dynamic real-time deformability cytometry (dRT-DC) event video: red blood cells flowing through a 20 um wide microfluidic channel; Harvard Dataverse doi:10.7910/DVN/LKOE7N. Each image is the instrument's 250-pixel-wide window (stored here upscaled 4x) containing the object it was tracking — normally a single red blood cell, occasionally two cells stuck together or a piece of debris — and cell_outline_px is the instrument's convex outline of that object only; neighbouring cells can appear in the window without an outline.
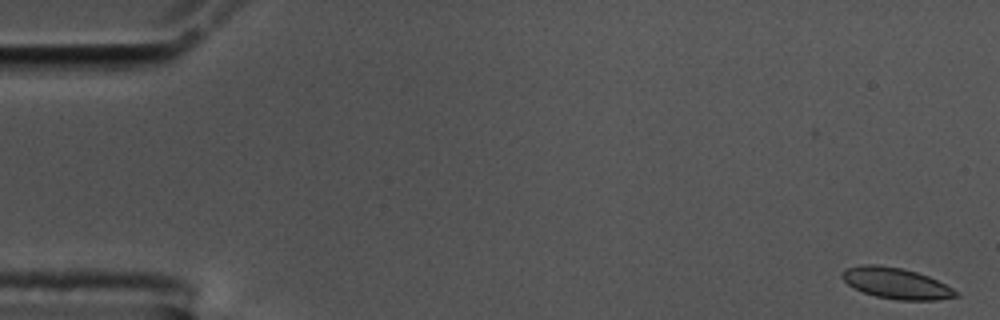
{"species": "common noctule bat (a hibernating species)", "species_latin": "Nyctalus noctula", "temperature_condition": "cold", "stored_images_in_passage": 46, "camera_frame_rate_fps": 3000, "um_per_image_px": 0.085, "animal": {"sex": "male", "body_mass_g": 17.5, "forearm_length_mm": 52.3}, "frame": {"image": 1, "passage_image": 1, "time_ms": 0.0, "image_size_px": [1000, 320], "cell_outline_px": [[960, 296], [936, 300], [900, 300], [876, 296], [864, 292], [848, 284], [840, 276], [840, 272], [844, 268], [860, 264], [876, 264], [900, 268], [916, 272], [928, 276], [960, 292]], "centroid_in_image_um": [76.15, 24.07], "position_along_channel_um": 8.8, "area_um2": 20.52}}
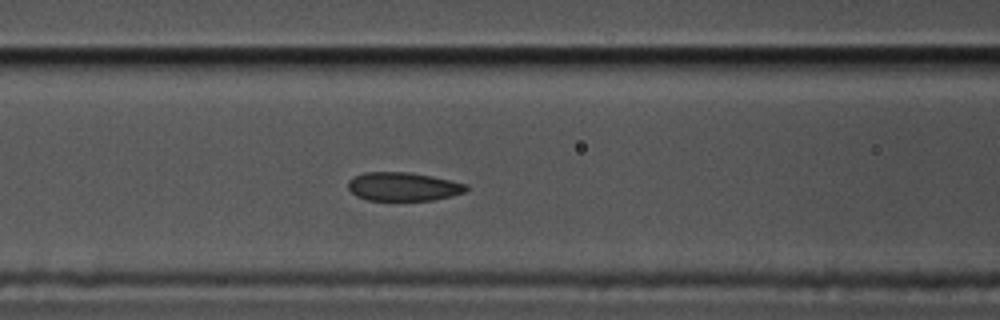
{"frame": {"image": 2, "passage_image": 23, "time_ms": 7.333, "image_size_px": [1000, 320], "cell_outline_px": [[468, 188], [464, 192], [452, 196], [432, 200], [368, 200], [356, 196], [348, 188], [348, 180], [364, 172], [408, 172], [432, 176], [468, 184]], "centroid_in_image_um": [34.28, 15.86], "position_along_channel_um": 132.3, "area_um2": 19.65}}
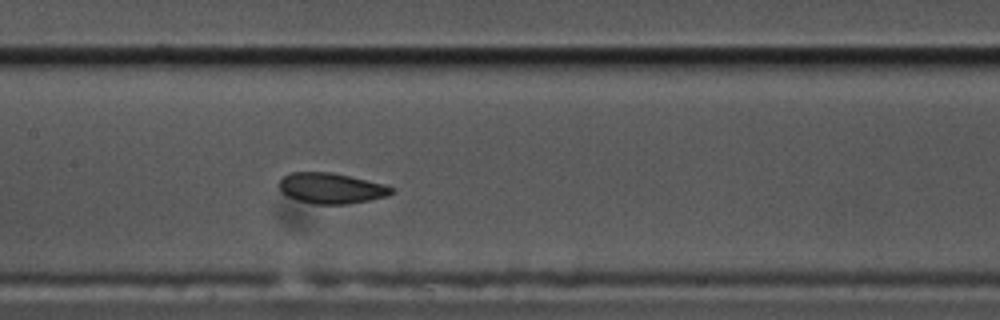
{"frame": {"image": 3, "passage_image": 27, "time_ms": 8.667, "image_size_px": [1000, 320], "cell_outline_px": [[396, 188], [388, 196], [348, 204], [312, 204], [288, 196], [280, 192], [280, 180], [288, 172], [332, 172], [384, 184]], "centroid_in_image_um": [28.16, 15.99], "position_along_channel_um": 179.2, "area_um2": 20.0}}